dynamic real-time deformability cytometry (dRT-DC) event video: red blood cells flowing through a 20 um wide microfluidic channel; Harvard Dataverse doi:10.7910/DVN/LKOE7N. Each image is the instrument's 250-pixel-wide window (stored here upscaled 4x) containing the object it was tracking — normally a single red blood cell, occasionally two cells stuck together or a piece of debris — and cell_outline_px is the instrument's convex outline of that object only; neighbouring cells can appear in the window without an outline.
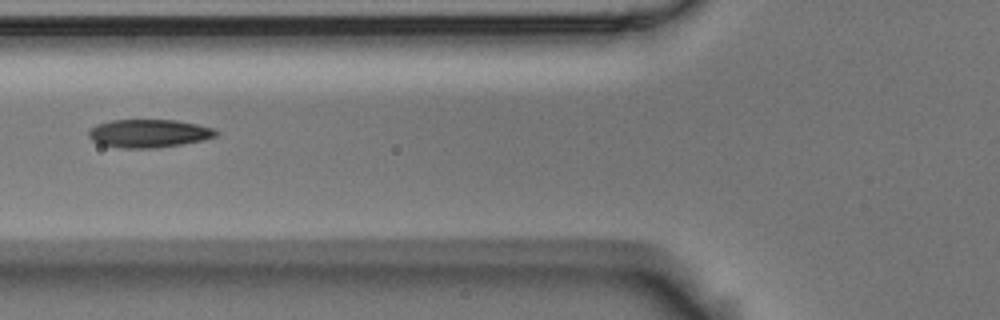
{"species": "Egyptian fruit bat (a non-hibernating species)", "species_latin": "Rousettus aegyptiacus", "temperature_condition": "room temperature", "stored_images_in_passage": 14, "camera_frame_rate_fps": 3000, "um_per_image_px": 0.085, "animal": {"sex": "male"}, "frame": {"image": 1, "passage_image": 5, "time_ms": 1.333, "image_size_px": [1000, 320], "cell_outline_px": [[220, 132], [216, 136], [204, 140], [156, 148], [120, 148], [100, 144], [92, 140], [88, 136], [88, 132], [96, 124], [112, 120], [176, 120], [196, 124], [212, 128]], "centroid_in_image_um": [12.64, 11.34], "position_along_channel_um": 113.2, "area_um2": 20.87}}
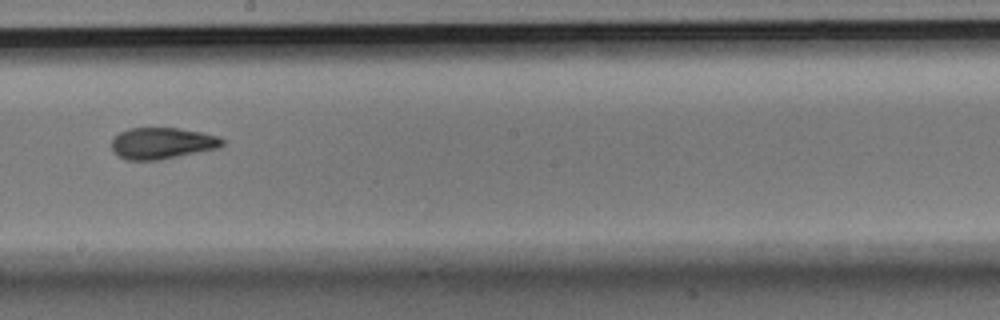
{"frame": {"image": 2, "passage_image": 8, "time_ms": 2.333, "image_size_px": [1000, 320], "cell_outline_px": [[224, 144], [216, 148], [156, 160], [128, 160], [120, 156], [112, 148], [112, 136], [128, 128], [180, 128], [200, 132], [216, 136], [224, 140]], "centroid_in_image_um": [13.73, 12.15], "position_along_channel_um": 234.5, "area_um2": 19.88}}
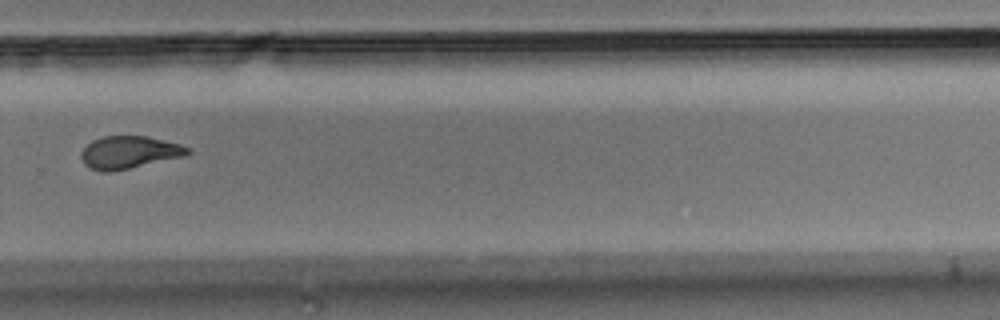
{"frame": {"image": 3, "passage_image": 10, "time_ms": 3.0, "image_size_px": [1000, 320], "cell_outline_px": [[192, 152], [184, 156], [128, 168], [108, 172], [104, 172], [88, 168], [84, 164], [80, 156], [80, 152], [92, 140], [104, 136], [148, 136], [180, 144], [188, 148]], "centroid_in_image_um": [10.94, 12.94], "position_along_channel_um": 318.9, "area_um2": 20.06}}